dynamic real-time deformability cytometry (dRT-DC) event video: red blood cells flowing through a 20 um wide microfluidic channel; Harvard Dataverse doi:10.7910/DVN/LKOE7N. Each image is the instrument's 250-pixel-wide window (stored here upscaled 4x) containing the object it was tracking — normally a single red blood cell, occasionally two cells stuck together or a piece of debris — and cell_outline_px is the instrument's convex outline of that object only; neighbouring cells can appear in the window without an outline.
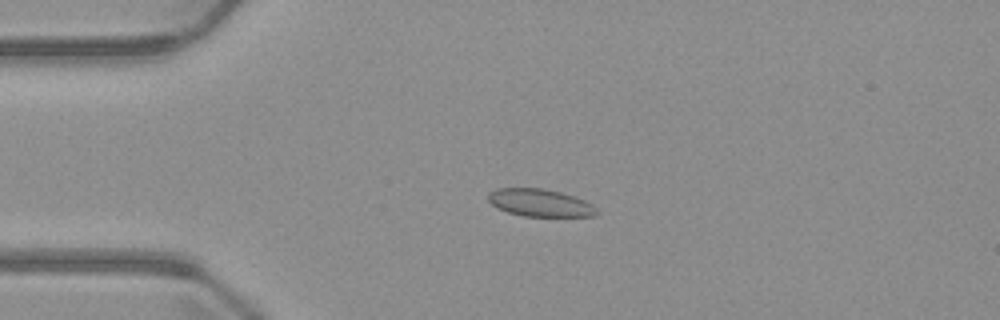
{"species": "common noctule bat (a hibernating species)", "species_latin": "Nyctalus noctula", "temperature_condition": "warm", "stored_images_in_passage": 7, "camera_frame_rate_fps": 3000, "um_per_image_px": 0.085, "animal": {"sex": "male", "body_mass_g": 23.1, "forearm_length_mm": 52.7}, "frame": {"image": 1, "passage_image": 3, "time_ms": 3.333, "image_size_px": [1000, 320], "cell_outline_px": [[600, 212], [596, 216], [524, 216], [508, 212], [496, 208], [488, 200], [488, 192], [496, 188], [540, 188], [560, 192], [584, 200], [592, 204]], "centroid_in_image_um": [45.89, 17.24], "position_along_channel_um": 39.1, "area_um2": 17.4}}
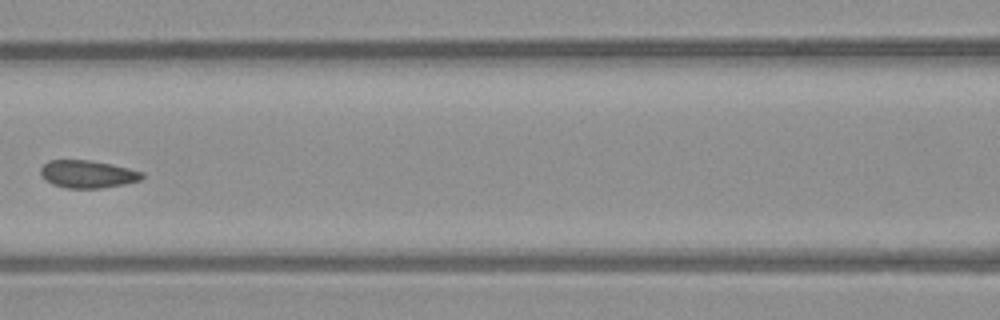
{"frame": {"image": 2, "passage_image": 6, "time_ms": 7.0, "image_size_px": [1000, 320], "cell_outline_px": [[144, 176], [140, 180], [124, 184], [100, 188], [68, 188], [52, 184], [44, 180], [40, 172], [40, 168], [48, 160], [88, 160], [112, 164], [144, 172]], "centroid_in_image_um": [7.43, 14.8], "position_along_channel_um": 159.2, "area_um2": 16.36}}
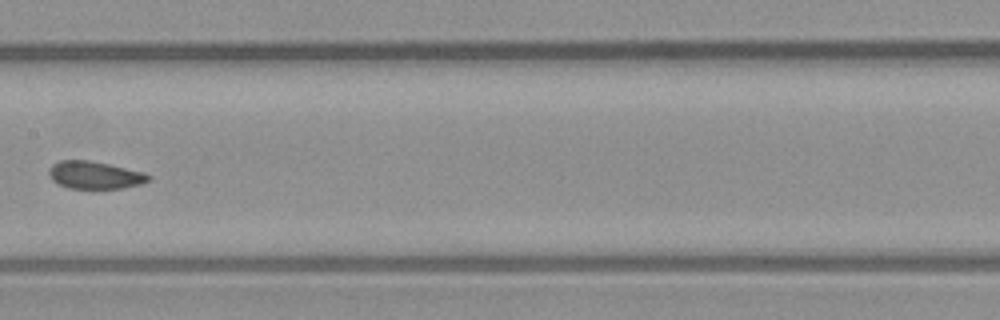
{"frame": {"image": 3, "passage_image": 7, "time_ms": 8.0, "image_size_px": [1000, 320], "cell_outline_px": [[152, 176], [148, 180], [140, 184], [120, 188], [68, 188], [52, 180], [48, 172], [52, 164], [60, 160], [88, 160], [108, 164], [144, 172]], "centroid_in_image_um": [8.04, 14.87], "position_along_channel_um": 199.4, "area_um2": 15.78}}